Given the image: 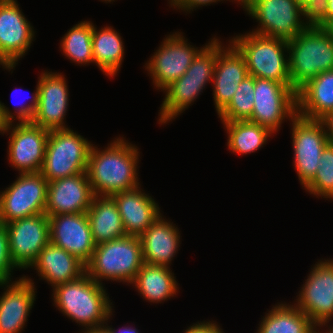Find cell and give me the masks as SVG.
<instances>
[{
	"instance_id": "28",
	"label": "cell",
	"mask_w": 333,
	"mask_h": 333,
	"mask_svg": "<svg viewBox=\"0 0 333 333\" xmlns=\"http://www.w3.org/2000/svg\"><path fill=\"white\" fill-rule=\"evenodd\" d=\"M93 59L105 75L113 77L120 70L124 58V43L113 27H102L99 31L93 24Z\"/></svg>"
},
{
	"instance_id": "12",
	"label": "cell",
	"mask_w": 333,
	"mask_h": 333,
	"mask_svg": "<svg viewBox=\"0 0 333 333\" xmlns=\"http://www.w3.org/2000/svg\"><path fill=\"white\" fill-rule=\"evenodd\" d=\"M294 167L302 187L315 176L324 148L330 143L321 120L307 119L298 114L292 118Z\"/></svg>"
},
{
	"instance_id": "6",
	"label": "cell",
	"mask_w": 333,
	"mask_h": 333,
	"mask_svg": "<svg viewBox=\"0 0 333 333\" xmlns=\"http://www.w3.org/2000/svg\"><path fill=\"white\" fill-rule=\"evenodd\" d=\"M143 264L140 238L126 235L97 244L86 273L101 285L103 279L131 284Z\"/></svg>"
},
{
	"instance_id": "40",
	"label": "cell",
	"mask_w": 333,
	"mask_h": 333,
	"mask_svg": "<svg viewBox=\"0 0 333 333\" xmlns=\"http://www.w3.org/2000/svg\"><path fill=\"white\" fill-rule=\"evenodd\" d=\"M320 120L324 124L330 144H333V111L328 112Z\"/></svg>"
},
{
	"instance_id": "31",
	"label": "cell",
	"mask_w": 333,
	"mask_h": 333,
	"mask_svg": "<svg viewBox=\"0 0 333 333\" xmlns=\"http://www.w3.org/2000/svg\"><path fill=\"white\" fill-rule=\"evenodd\" d=\"M93 23L80 21L62 37L60 46L63 54L80 65L95 63L92 49Z\"/></svg>"
},
{
	"instance_id": "45",
	"label": "cell",
	"mask_w": 333,
	"mask_h": 333,
	"mask_svg": "<svg viewBox=\"0 0 333 333\" xmlns=\"http://www.w3.org/2000/svg\"><path fill=\"white\" fill-rule=\"evenodd\" d=\"M101 1H104V2H106V3H109V2H112V1H114V0H101Z\"/></svg>"
},
{
	"instance_id": "16",
	"label": "cell",
	"mask_w": 333,
	"mask_h": 333,
	"mask_svg": "<svg viewBox=\"0 0 333 333\" xmlns=\"http://www.w3.org/2000/svg\"><path fill=\"white\" fill-rule=\"evenodd\" d=\"M35 31L17 0H0V65L11 71L24 57Z\"/></svg>"
},
{
	"instance_id": "36",
	"label": "cell",
	"mask_w": 333,
	"mask_h": 333,
	"mask_svg": "<svg viewBox=\"0 0 333 333\" xmlns=\"http://www.w3.org/2000/svg\"><path fill=\"white\" fill-rule=\"evenodd\" d=\"M218 1H223V0H170V5L171 7L173 6L174 8L176 7L177 9H181L183 11L191 12L193 9L196 7H202V6H207L212 3H217ZM227 1V0H226ZM236 1V0H234ZM202 5V6H201Z\"/></svg>"
},
{
	"instance_id": "18",
	"label": "cell",
	"mask_w": 333,
	"mask_h": 333,
	"mask_svg": "<svg viewBox=\"0 0 333 333\" xmlns=\"http://www.w3.org/2000/svg\"><path fill=\"white\" fill-rule=\"evenodd\" d=\"M48 217L50 243L63 248L86 265L96 247L87 214L67 213Z\"/></svg>"
},
{
	"instance_id": "32",
	"label": "cell",
	"mask_w": 333,
	"mask_h": 333,
	"mask_svg": "<svg viewBox=\"0 0 333 333\" xmlns=\"http://www.w3.org/2000/svg\"><path fill=\"white\" fill-rule=\"evenodd\" d=\"M255 77L247 75L238 85L230 103L218 114L221 121L248 120L254 108Z\"/></svg>"
},
{
	"instance_id": "7",
	"label": "cell",
	"mask_w": 333,
	"mask_h": 333,
	"mask_svg": "<svg viewBox=\"0 0 333 333\" xmlns=\"http://www.w3.org/2000/svg\"><path fill=\"white\" fill-rule=\"evenodd\" d=\"M230 42L244 56L249 75L291 85L287 40L250 31Z\"/></svg>"
},
{
	"instance_id": "10",
	"label": "cell",
	"mask_w": 333,
	"mask_h": 333,
	"mask_svg": "<svg viewBox=\"0 0 333 333\" xmlns=\"http://www.w3.org/2000/svg\"><path fill=\"white\" fill-rule=\"evenodd\" d=\"M297 115V91L292 85L255 77L254 108L248 119L277 132L286 119Z\"/></svg>"
},
{
	"instance_id": "39",
	"label": "cell",
	"mask_w": 333,
	"mask_h": 333,
	"mask_svg": "<svg viewBox=\"0 0 333 333\" xmlns=\"http://www.w3.org/2000/svg\"><path fill=\"white\" fill-rule=\"evenodd\" d=\"M10 122H13V113L0 102V133H4Z\"/></svg>"
},
{
	"instance_id": "33",
	"label": "cell",
	"mask_w": 333,
	"mask_h": 333,
	"mask_svg": "<svg viewBox=\"0 0 333 333\" xmlns=\"http://www.w3.org/2000/svg\"><path fill=\"white\" fill-rule=\"evenodd\" d=\"M314 178L304 187L313 196L333 199V144H328L320 157Z\"/></svg>"
},
{
	"instance_id": "46",
	"label": "cell",
	"mask_w": 333,
	"mask_h": 333,
	"mask_svg": "<svg viewBox=\"0 0 333 333\" xmlns=\"http://www.w3.org/2000/svg\"><path fill=\"white\" fill-rule=\"evenodd\" d=\"M239 4H242L245 0H236Z\"/></svg>"
},
{
	"instance_id": "1",
	"label": "cell",
	"mask_w": 333,
	"mask_h": 333,
	"mask_svg": "<svg viewBox=\"0 0 333 333\" xmlns=\"http://www.w3.org/2000/svg\"><path fill=\"white\" fill-rule=\"evenodd\" d=\"M108 147H91L87 162V176L94 195L112 196L139 186L137 146L123 137L115 138Z\"/></svg>"
},
{
	"instance_id": "44",
	"label": "cell",
	"mask_w": 333,
	"mask_h": 333,
	"mask_svg": "<svg viewBox=\"0 0 333 333\" xmlns=\"http://www.w3.org/2000/svg\"><path fill=\"white\" fill-rule=\"evenodd\" d=\"M326 331L329 333H333V326L330 329L328 328V330H326Z\"/></svg>"
},
{
	"instance_id": "27",
	"label": "cell",
	"mask_w": 333,
	"mask_h": 333,
	"mask_svg": "<svg viewBox=\"0 0 333 333\" xmlns=\"http://www.w3.org/2000/svg\"><path fill=\"white\" fill-rule=\"evenodd\" d=\"M167 266L143 264L131 284L143 299L150 303H161L174 297L178 292V282Z\"/></svg>"
},
{
	"instance_id": "3",
	"label": "cell",
	"mask_w": 333,
	"mask_h": 333,
	"mask_svg": "<svg viewBox=\"0 0 333 333\" xmlns=\"http://www.w3.org/2000/svg\"><path fill=\"white\" fill-rule=\"evenodd\" d=\"M288 53L291 85L298 91L320 73L333 70V34L311 23L288 40Z\"/></svg>"
},
{
	"instance_id": "23",
	"label": "cell",
	"mask_w": 333,
	"mask_h": 333,
	"mask_svg": "<svg viewBox=\"0 0 333 333\" xmlns=\"http://www.w3.org/2000/svg\"><path fill=\"white\" fill-rule=\"evenodd\" d=\"M143 262L149 265L169 267L180 246L179 228L173 222L157 218L139 237Z\"/></svg>"
},
{
	"instance_id": "24",
	"label": "cell",
	"mask_w": 333,
	"mask_h": 333,
	"mask_svg": "<svg viewBox=\"0 0 333 333\" xmlns=\"http://www.w3.org/2000/svg\"><path fill=\"white\" fill-rule=\"evenodd\" d=\"M30 268L37 270L40 279L46 280L52 288L74 281L86 273V265L82 261L50 242Z\"/></svg>"
},
{
	"instance_id": "38",
	"label": "cell",
	"mask_w": 333,
	"mask_h": 333,
	"mask_svg": "<svg viewBox=\"0 0 333 333\" xmlns=\"http://www.w3.org/2000/svg\"><path fill=\"white\" fill-rule=\"evenodd\" d=\"M326 0H297L299 6L309 15L313 17L322 7Z\"/></svg>"
},
{
	"instance_id": "8",
	"label": "cell",
	"mask_w": 333,
	"mask_h": 333,
	"mask_svg": "<svg viewBox=\"0 0 333 333\" xmlns=\"http://www.w3.org/2000/svg\"><path fill=\"white\" fill-rule=\"evenodd\" d=\"M92 144L70 128L51 130L40 171L48 181L86 172Z\"/></svg>"
},
{
	"instance_id": "15",
	"label": "cell",
	"mask_w": 333,
	"mask_h": 333,
	"mask_svg": "<svg viewBox=\"0 0 333 333\" xmlns=\"http://www.w3.org/2000/svg\"><path fill=\"white\" fill-rule=\"evenodd\" d=\"M8 124L2 133L10 132L8 161L18 173H38L42 169L45 149L50 131L31 121Z\"/></svg>"
},
{
	"instance_id": "34",
	"label": "cell",
	"mask_w": 333,
	"mask_h": 333,
	"mask_svg": "<svg viewBox=\"0 0 333 333\" xmlns=\"http://www.w3.org/2000/svg\"><path fill=\"white\" fill-rule=\"evenodd\" d=\"M18 269L10 256L8 234L5 224L0 222V283L12 282V270Z\"/></svg>"
},
{
	"instance_id": "25",
	"label": "cell",
	"mask_w": 333,
	"mask_h": 333,
	"mask_svg": "<svg viewBox=\"0 0 333 333\" xmlns=\"http://www.w3.org/2000/svg\"><path fill=\"white\" fill-rule=\"evenodd\" d=\"M333 111V70L320 73L297 91V114L320 120Z\"/></svg>"
},
{
	"instance_id": "22",
	"label": "cell",
	"mask_w": 333,
	"mask_h": 333,
	"mask_svg": "<svg viewBox=\"0 0 333 333\" xmlns=\"http://www.w3.org/2000/svg\"><path fill=\"white\" fill-rule=\"evenodd\" d=\"M141 190L139 186L112 195L128 236L140 237L162 215L158 203Z\"/></svg>"
},
{
	"instance_id": "9",
	"label": "cell",
	"mask_w": 333,
	"mask_h": 333,
	"mask_svg": "<svg viewBox=\"0 0 333 333\" xmlns=\"http://www.w3.org/2000/svg\"><path fill=\"white\" fill-rule=\"evenodd\" d=\"M241 6L260 24L252 31L257 34L288 41L311 24V17L297 0H245Z\"/></svg>"
},
{
	"instance_id": "47",
	"label": "cell",
	"mask_w": 333,
	"mask_h": 333,
	"mask_svg": "<svg viewBox=\"0 0 333 333\" xmlns=\"http://www.w3.org/2000/svg\"><path fill=\"white\" fill-rule=\"evenodd\" d=\"M318 330H316L314 333H323V331L322 332H317ZM324 333H329V332H324Z\"/></svg>"
},
{
	"instance_id": "42",
	"label": "cell",
	"mask_w": 333,
	"mask_h": 333,
	"mask_svg": "<svg viewBox=\"0 0 333 333\" xmlns=\"http://www.w3.org/2000/svg\"><path fill=\"white\" fill-rule=\"evenodd\" d=\"M83 333H109V332L103 327V328H97V329L83 331Z\"/></svg>"
},
{
	"instance_id": "2",
	"label": "cell",
	"mask_w": 333,
	"mask_h": 333,
	"mask_svg": "<svg viewBox=\"0 0 333 333\" xmlns=\"http://www.w3.org/2000/svg\"><path fill=\"white\" fill-rule=\"evenodd\" d=\"M104 286L87 273L74 281L53 288L54 304L65 316L85 327L103 328L112 313V302Z\"/></svg>"
},
{
	"instance_id": "17",
	"label": "cell",
	"mask_w": 333,
	"mask_h": 333,
	"mask_svg": "<svg viewBox=\"0 0 333 333\" xmlns=\"http://www.w3.org/2000/svg\"><path fill=\"white\" fill-rule=\"evenodd\" d=\"M9 252L18 269H28L50 242L49 217L46 213L5 224Z\"/></svg>"
},
{
	"instance_id": "11",
	"label": "cell",
	"mask_w": 333,
	"mask_h": 333,
	"mask_svg": "<svg viewBox=\"0 0 333 333\" xmlns=\"http://www.w3.org/2000/svg\"><path fill=\"white\" fill-rule=\"evenodd\" d=\"M48 181L38 173H19L17 180L0 191V222L45 213Z\"/></svg>"
},
{
	"instance_id": "43",
	"label": "cell",
	"mask_w": 333,
	"mask_h": 333,
	"mask_svg": "<svg viewBox=\"0 0 333 333\" xmlns=\"http://www.w3.org/2000/svg\"><path fill=\"white\" fill-rule=\"evenodd\" d=\"M327 28L333 34V22Z\"/></svg>"
},
{
	"instance_id": "13",
	"label": "cell",
	"mask_w": 333,
	"mask_h": 333,
	"mask_svg": "<svg viewBox=\"0 0 333 333\" xmlns=\"http://www.w3.org/2000/svg\"><path fill=\"white\" fill-rule=\"evenodd\" d=\"M312 268L294 305L323 327L333 318V260H320Z\"/></svg>"
},
{
	"instance_id": "35",
	"label": "cell",
	"mask_w": 333,
	"mask_h": 333,
	"mask_svg": "<svg viewBox=\"0 0 333 333\" xmlns=\"http://www.w3.org/2000/svg\"><path fill=\"white\" fill-rule=\"evenodd\" d=\"M333 22V0H326L318 12L311 18V23L319 27H328Z\"/></svg>"
},
{
	"instance_id": "30",
	"label": "cell",
	"mask_w": 333,
	"mask_h": 333,
	"mask_svg": "<svg viewBox=\"0 0 333 333\" xmlns=\"http://www.w3.org/2000/svg\"><path fill=\"white\" fill-rule=\"evenodd\" d=\"M228 134V149L239 155L253 153L263 147L272 132L249 120L222 121Z\"/></svg>"
},
{
	"instance_id": "26",
	"label": "cell",
	"mask_w": 333,
	"mask_h": 333,
	"mask_svg": "<svg viewBox=\"0 0 333 333\" xmlns=\"http://www.w3.org/2000/svg\"><path fill=\"white\" fill-rule=\"evenodd\" d=\"M86 214L96 245L126 236L118 206L112 196L95 195Z\"/></svg>"
},
{
	"instance_id": "14",
	"label": "cell",
	"mask_w": 333,
	"mask_h": 333,
	"mask_svg": "<svg viewBox=\"0 0 333 333\" xmlns=\"http://www.w3.org/2000/svg\"><path fill=\"white\" fill-rule=\"evenodd\" d=\"M163 40L145 67L158 90L179 79L205 47L199 49L190 45L181 32L169 34Z\"/></svg>"
},
{
	"instance_id": "5",
	"label": "cell",
	"mask_w": 333,
	"mask_h": 333,
	"mask_svg": "<svg viewBox=\"0 0 333 333\" xmlns=\"http://www.w3.org/2000/svg\"><path fill=\"white\" fill-rule=\"evenodd\" d=\"M38 79L32 102L15 108L13 122L31 121L49 131L69 128L64 123L69 102L66 78L59 72L44 71Z\"/></svg>"
},
{
	"instance_id": "19",
	"label": "cell",
	"mask_w": 333,
	"mask_h": 333,
	"mask_svg": "<svg viewBox=\"0 0 333 333\" xmlns=\"http://www.w3.org/2000/svg\"><path fill=\"white\" fill-rule=\"evenodd\" d=\"M94 196L87 172L48 182L45 213H86Z\"/></svg>"
},
{
	"instance_id": "41",
	"label": "cell",
	"mask_w": 333,
	"mask_h": 333,
	"mask_svg": "<svg viewBox=\"0 0 333 333\" xmlns=\"http://www.w3.org/2000/svg\"><path fill=\"white\" fill-rule=\"evenodd\" d=\"M111 315H113V312L108 316L107 321L104 325V328L109 332V333H139L137 328H132V327H122L120 328V330L118 331L113 329L112 327L108 326L107 322L109 321V318L111 317Z\"/></svg>"
},
{
	"instance_id": "20",
	"label": "cell",
	"mask_w": 333,
	"mask_h": 333,
	"mask_svg": "<svg viewBox=\"0 0 333 333\" xmlns=\"http://www.w3.org/2000/svg\"><path fill=\"white\" fill-rule=\"evenodd\" d=\"M219 40L218 56L212 79L217 115L230 103L238 85L249 75L244 56L230 41L228 46L224 47Z\"/></svg>"
},
{
	"instance_id": "21",
	"label": "cell",
	"mask_w": 333,
	"mask_h": 333,
	"mask_svg": "<svg viewBox=\"0 0 333 333\" xmlns=\"http://www.w3.org/2000/svg\"><path fill=\"white\" fill-rule=\"evenodd\" d=\"M0 287L5 290L0 296V333H21L34 305V282L23 276L11 283H0Z\"/></svg>"
},
{
	"instance_id": "4",
	"label": "cell",
	"mask_w": 333,
	"mask_h": 333,
	"mask_svg": "<svg viewBox=\"0 0 333 333\" xmlns=\"http://www.w3.org/2000/svg\"><path fill=\"white\" fill-rule=\"evenodd\" d=\"M218 56V39L213 38L197 54L186 72L165 89L164 101L159 112V124H167L192 105L205 85L212 83Z\"/></svg>"
},
{
	"instance_id": "37",
	"label": "cell",
	"mask_w": 333,
	"mask_h": 333,
	"mask_svg": "<svg viewBox=\"0 0 333 333\" xmlns=\"http://www.w3.org/2000/svg\"><path fill=\"white\" fill-rule=\"evenodd\" d=\"M222 329L214 321H200L188 327L184 333H223Z\"/></svg>"
},
{
	"instance_id": "29",
	"label": "cell",
	"mask_w": 333,
	"mask_h": 333,
	"mask_svg": "<svg viewBox=\"0 0 333 333\" xmlns=\"http://www.w3.org/2000/svg\"><path fill=\"white\" fill-rule=\"evenodd\" d=\"M317 329L295 305L279 303L266 313L256 333H314Z\"/></svg>"
}]
</instances>
